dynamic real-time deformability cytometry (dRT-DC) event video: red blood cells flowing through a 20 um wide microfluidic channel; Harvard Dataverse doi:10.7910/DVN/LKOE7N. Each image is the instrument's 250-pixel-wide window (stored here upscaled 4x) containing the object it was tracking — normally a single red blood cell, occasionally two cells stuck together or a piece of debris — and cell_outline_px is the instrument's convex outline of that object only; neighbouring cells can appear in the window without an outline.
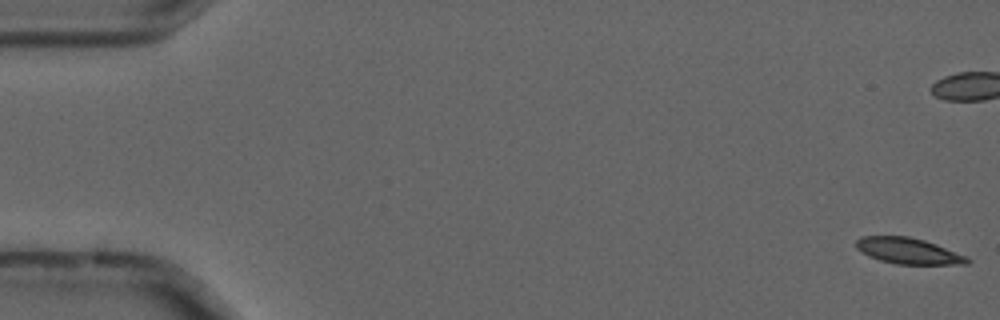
{"species": "common noctule bat (a hibernating species)", "species_latin": "Nyctalus noctula", "temperature_condition": "cold", "stored_images_in_passage": 33, "camera_frame_rate_fps": 3000, "um_per_image_px": 0.085, "animal": {"sex": "male", "forearm_length_mm": 52.5}, "frame": {"image": 1, "passage_image": 1, "time_ms": 0.0, "image_size_px": [1000, 320], "cell_outline_px": [[972, 260], [968, 264], [896, 264], [880, 260], [868, 256], [856, 248], [856, 240], [860, 236], [908, 236], [924, 240], [936, 244], [968, 256]], "centroid_in_image_um": [77.22, 21.33], "position_along_channel_um": 7.8, "area_um2": 16.94}}